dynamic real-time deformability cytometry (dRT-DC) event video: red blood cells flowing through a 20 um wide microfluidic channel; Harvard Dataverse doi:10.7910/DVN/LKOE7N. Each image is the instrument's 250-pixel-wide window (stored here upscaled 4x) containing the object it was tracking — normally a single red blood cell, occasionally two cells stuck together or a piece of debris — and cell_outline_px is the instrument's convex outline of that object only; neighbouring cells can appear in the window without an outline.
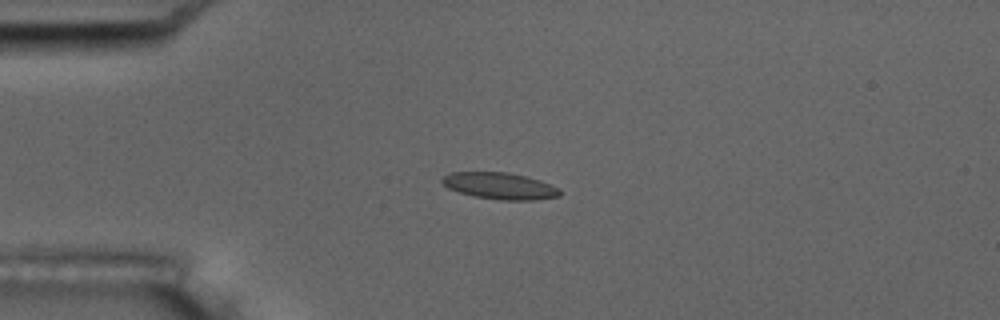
{"species": "common noctule bat (a hibernating species)", "species_latin": "Nyctalus noctula", "temperature_condition": "room temperature", "stored_images_in_passage": 5, "camera_frame_rate_fps": 3000, "um_per_image_px": 0.085, "animal": {"sex": "male", "body_mass_g": 17.5, "forearm_length_mm": 52.3}, "frame": {"image": 1, "passage_image": 4, "time_ms": 3.667, "image_size_px": [1000, 320], "cell_outline_px": [[560, 196], [532, 200], [500, 200], [472, 196], [448, 188], [440, 180], [448, 172], [508, 172], [540, 180], [560, 188]], "centroid_in_image_um": [42.48, 15.8], "position_along_channel_um": 42.5, "area_um2": 18.26}}